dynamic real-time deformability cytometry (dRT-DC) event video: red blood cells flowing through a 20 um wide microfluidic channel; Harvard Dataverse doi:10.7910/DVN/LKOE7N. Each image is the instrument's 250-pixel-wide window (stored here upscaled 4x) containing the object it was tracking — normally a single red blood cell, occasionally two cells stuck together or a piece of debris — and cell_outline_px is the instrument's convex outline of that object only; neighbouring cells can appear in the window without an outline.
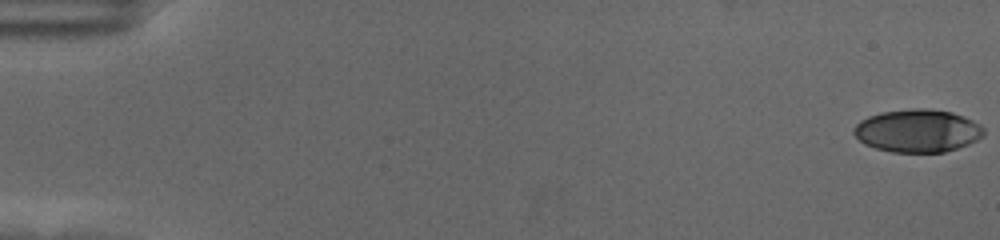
{"species": "human", "species_latin": "Homo sapiens", "temperature_condition": "cold", "stored_images_in_passage": 59, "camera_frame_rate_fps": 3000, "um_per_image_px": 0.085, "donor": {"sex": "female"}, "frame": {"image": 1, "passage_image": 1, "time_ms": 0.0, "image_size_px": [1000, 240], "cell_outline_px": [[984, 136], [968, 144], [944, 152], [892, 152], [876, 148], [864, 144], [852, 132], [852, 128], [860, 120], [868, 116], [880, 112], [912, 108], [924, 108], [952, 112], [964, 116], [980, 124], [984, 128]], "centroid_in_image_um": [77.98, 11.11], "position_along_channel_um": 7.0, "area_um2": 32.6}}
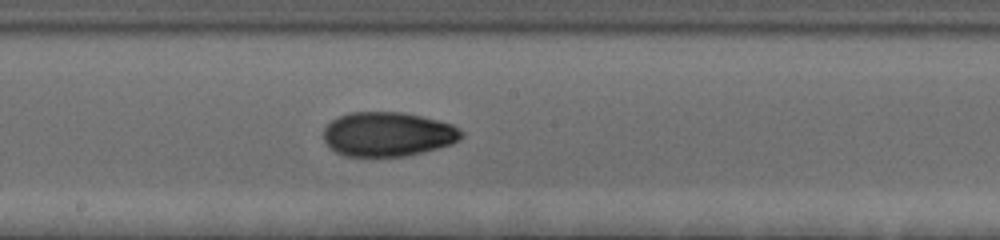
{"frame": {"image": 2, "passage_image": 33, "time_ms": 10.667, "image_size_px": [1000, 240], "cell_outline_px": [[464, 136], [460, 140], [452, 144], [404, 156], [344, 156], [336, 152], [324, 140], [324, 128], [336, 116], [348, 112], [404, 112], [452, 124], [460, 128], [464, 132]], "centroid_in_image_um": [32.97, 11.39], "position_along_channel_um": 215.2, "area_um2": 35.66}}
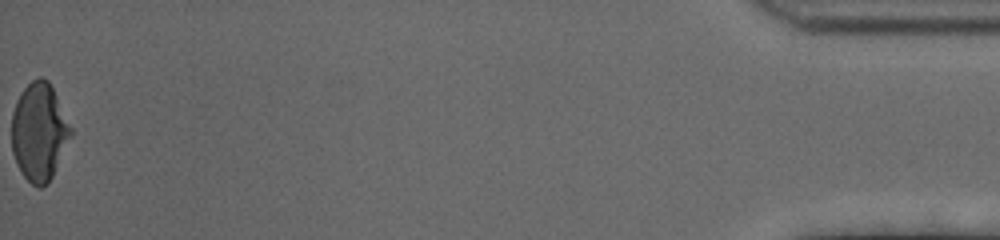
{"frame": {"image": 3, "passage_image": 59, "time_ms": 19.333, "image_size_px": [1000, 240], "cell_outline_px": [[72, 136], [48, 184], [40, 188], [36, 188], [24, 176], [16, 164], [12, 152], [12, 112], [16, 100], [20, 92], [32, 80], [40, 76], [48, 80], [72, 128]], "centroid_in_image_um": [3.32, 11.22], "position_along_channel_um": 431.9, "area_um2": 33.76}, "authors_computed_cell_mechanics": {"area_um2": 34.1598, "velocity_mm_per_s": 3.5411, "shape_relaxation_time_tau1_ms": 5.7574, "shape_relaxation_time_tau2_ms": 1.5143, "deformation_change_tau1": 0.1747, "deformation_change_tau2": 0.0548}}